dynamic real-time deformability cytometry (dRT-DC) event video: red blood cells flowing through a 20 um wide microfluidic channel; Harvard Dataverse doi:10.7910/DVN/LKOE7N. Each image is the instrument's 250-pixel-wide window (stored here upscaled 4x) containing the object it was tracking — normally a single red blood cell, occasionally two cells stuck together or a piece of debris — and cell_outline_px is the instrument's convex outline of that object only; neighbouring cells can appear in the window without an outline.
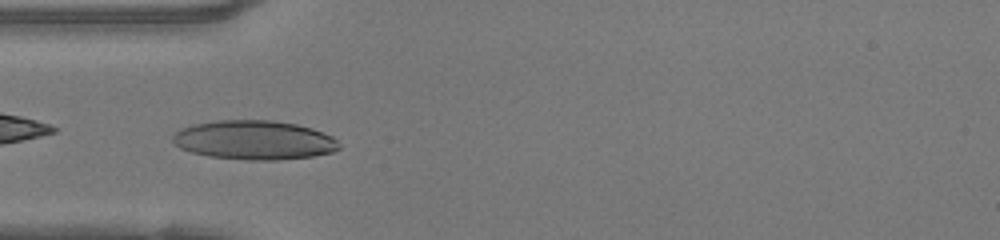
{"species": "human", "species_latin": "Homo sapiens", "temperature_condition": "warm", "stored_images_in_passage": 32, "camera_frame_rate_fps": 3000, "um_per_image_px": 0.085, "donor": {"sex": "female"}, "frame": {"image": 1, "passage_image": 2, "time_ms": 0.333, "image_size_px": [1000, 240], "cell_outline_px": [[340, 148], [332, 152], [312, 156], [276, 160], [248, 160], [208, 156], [192, 152], [180, 148], [172, 140], [172, 136], [180, 128], [192, 124], [216, 120], [268, 120], [296, 124], [312, 128], [332, 136], [340, 144]], "centroid_in_image_um": [21.59, 11.9], "position_along_channel_um": 63.4, "area_um2": 37.97}}
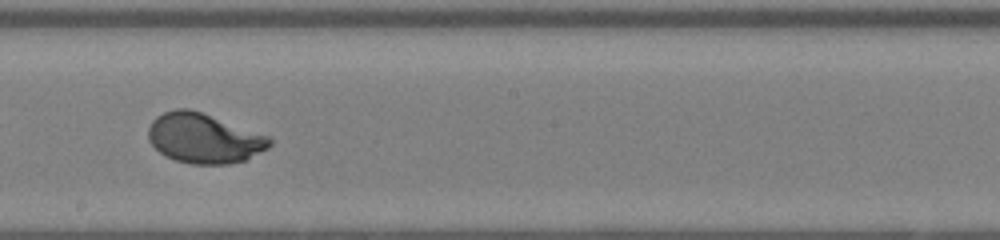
{"frame": {"image": 2, "passage_image": 14, "time_ms": 4.333, "image_size_px": [1000, 240], "cell_outline_px": [[272, 144], [268, 148], [248, 160], [228, 164], [192, 164], [176, 160], [164, 156], [148, 140], [148, 128], [152, 120], [156, 116], [164, 112], [176, 108], [188, 108], [272, 136]], "centroid_in_image_um": [17.37, 11.76], "position_along_channel_um": 230.8, "area_um2": 35.55}}
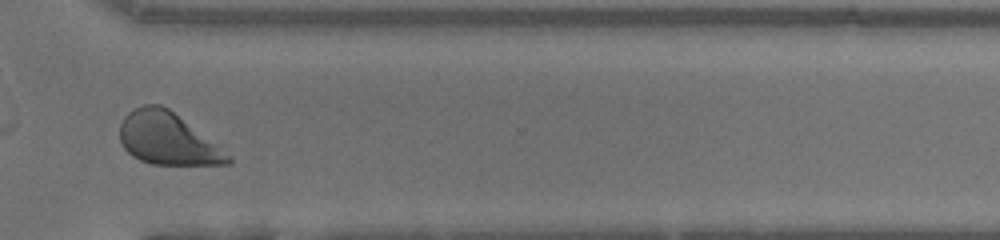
{"frame": {"image": 3, "passage_image": 23, "time_ms": 7.333, "image_size_px": [1000, 240], "cell_outline_px": [[232, 164], [152, 164], [140, 160], [132, 156], [124, 148], [120, 140], [120, 124], [124, 116], [132, 108], [144, 104], [160, 104], [168, 108], [232, 156]], "centroid_in_image_um": [14.21, 11.78], "position_along_channel_um": 356.4, "area_um2": 32.6}, "authors_computed_cell_mechanics": {"area_um2": 35.1424, "velocity_mm_per_s": 4.1689, "shape_relaxation_time_tau1_ms": 2.3273, "shape_relaxation_time_tau2_ms": null, "deformation_change_tau1": 0.1861, "deformation_change_tau2": null}}